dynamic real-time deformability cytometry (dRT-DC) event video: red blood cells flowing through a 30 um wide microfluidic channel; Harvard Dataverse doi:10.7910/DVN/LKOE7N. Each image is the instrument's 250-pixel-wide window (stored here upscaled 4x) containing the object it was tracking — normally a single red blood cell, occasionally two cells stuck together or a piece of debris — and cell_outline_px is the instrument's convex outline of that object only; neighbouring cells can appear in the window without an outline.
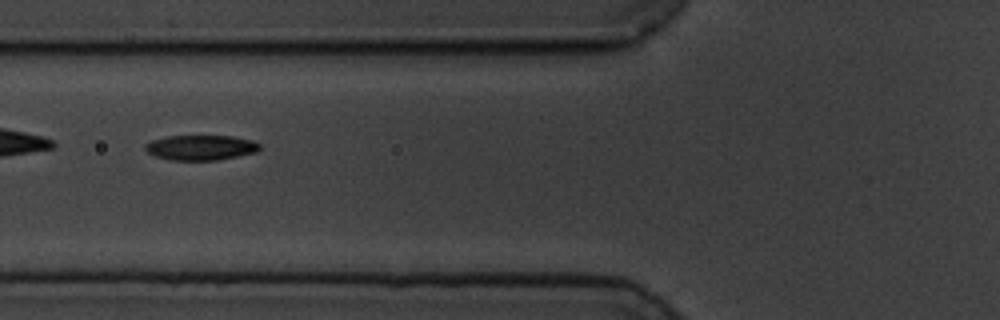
{"species": "common noctule bat (a hibernating species)", "species_latin": "Nyctalus noctula", "temperature_condition": "cold", "stored_images_in_passage": 39, "camera_frame_rate_fps": 3000, "um_per_image_px": 0.085, "animal": {"sex": "male", "body_mass_g": 19.5, "forearm_length_mm": 54.6}, "frame": {"image": 1, "passage_image": 4, "time_ms": 1.0, "image_size_px": [1000, 320], "cell_outline_px": [[260, 148], [256, 152], [216, 160], [168, 160], [156, 156], [148, 152], [144, 148], [144, 144], [152, 140], [168, 136], [232, 136], [252, 140], [260, 144]], "centroid_in_image_um": [17.05, 12.54], "position_along_channel_um": 108.8, "area_um2": 16.65}}
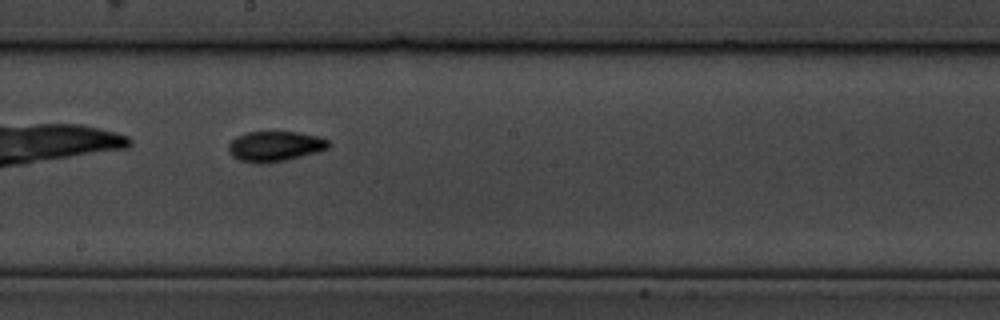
{"frame": {"image": 2, "passage_image": 14, "time_ms": 4.333, "image_size_px": [1000, 320], "cell_outline_px": [[332, 144], [328, 148], [316, 152], [284, 160], [260, 164], [240, 160], [232, 156], [228, 152], [228, 144], [236, 136], [248, 132], [300, 132], [320, 136], [328, 140]], "centroid_in_image_um": [23.37, 12.42], "position_along_channel_um": 224.8, "area_um2": 17.63}}
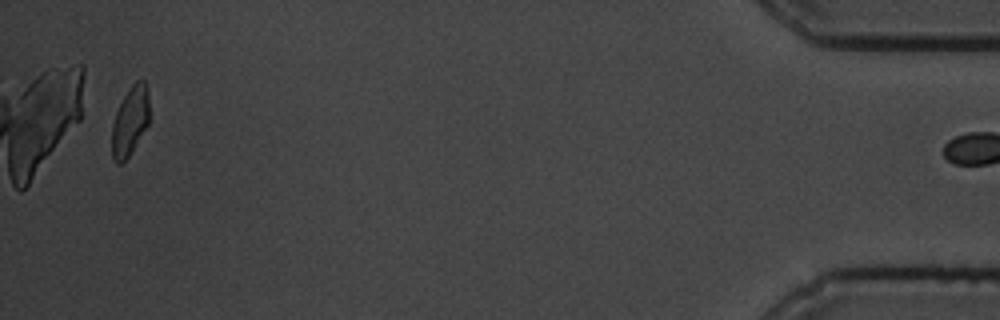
{"frame": {"image": 3, "passage_image": 38, "time_ms": 12.333, "image_size_px": [1000, 320], "cell_outline_px": [[148, 124], [128, 156], [120, 164], [116, 164], [112, 160], [112, 124], [116, 112], [128, 88], [136, 80], [144, 80], [148, 88]], "centroid_in_image_um": [11.04, 10.27], "position_along_channel_um": 424.2, "area_um2": 14.91}}